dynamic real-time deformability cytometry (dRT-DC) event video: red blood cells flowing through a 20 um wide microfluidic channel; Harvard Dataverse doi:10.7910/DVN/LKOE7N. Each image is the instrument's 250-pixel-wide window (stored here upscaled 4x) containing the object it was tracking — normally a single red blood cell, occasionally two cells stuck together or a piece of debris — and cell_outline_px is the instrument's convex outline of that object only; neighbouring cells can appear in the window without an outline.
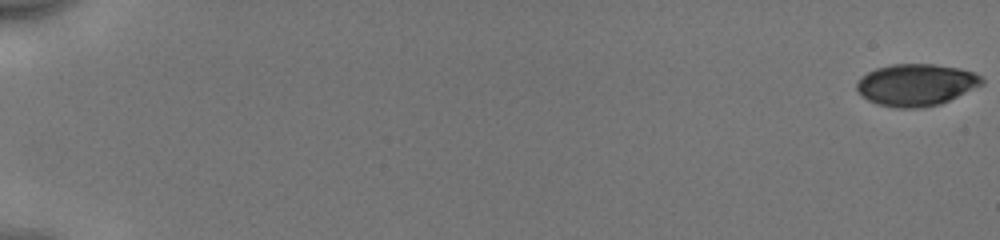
{"species": "human", "species_latin": "Homo sapiens", "temperature_condition": "cold", "stored_images_in_passage": 54, "camera_frame_rate_fps": 3000, "um_per_image_px": 0.085, "donor": {"sex": "male"}, "frame": {"image": 1, "passage_image": 1, "time_ms": 0.0, "image_size_px": [1000, 240], "cell_outline_px": [[984, 84], [940, 104], [920, 108], [896, 108], [880, 104], [868, 100], [856, 88], [856, 84], [868, 72], [876, 68], [892, 64], [932, 64], [960, 68], [972, 72], [980, 76], [984, 80]], "centroid_in_image_um": [77.9, 7.21], "position_along_channel_um": 7.1, "area_um2": 30.29}}
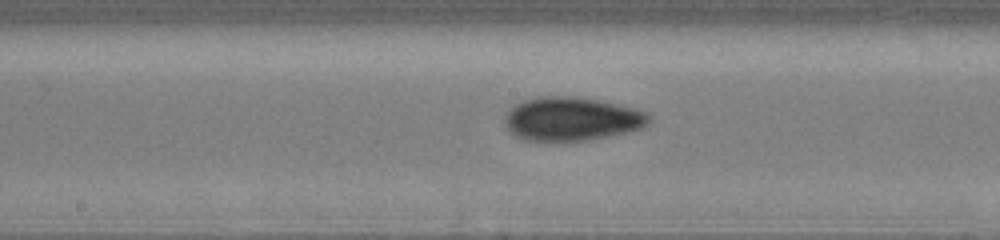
{"frame": {"image": 2, "passage_image": 31, "time_ms": 10.0, "image_size_px": [1000, 240], "cell_outline_px": [[652, 120], [644, 128], [628, 132], [588, 140], [524, 140], [516, 136], [504, 124], [504, 116], [512, 104], [520, 100], [540, 96], [576, 96], [620, 104], [636, 108], [648, 112], [652, 116]], "centroid_in_image_um": [48.62, 10.08], "position_along_channel_um": 199.6, "area_um2": 37.22}}
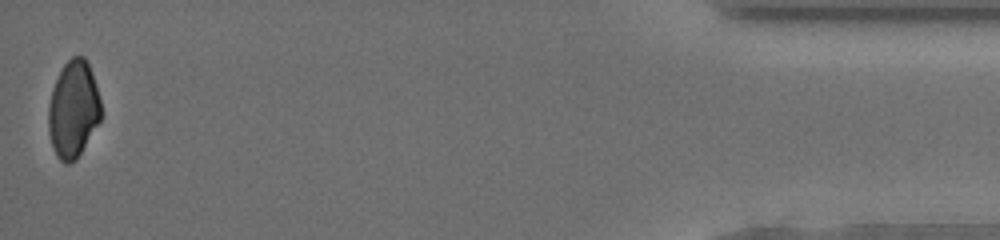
{"frame": {"image": 3, "passage_image": 54, "time_ms": 17.667, "image_size_px": [1000, 240], "cell_outline_px": [[100, 120], [76, 160], [68, 164], [64, 164], [56, 156], [52, 148], [48, 132], [48, 104], [52, 88], [64, 64], [72, 56], [84, 56], [92, 72], [96, 84], [100, 100]], "centroid_in_image_um": [6.2, 9.31], "position_along_channel_um": 429.0, "area_um2": 29.77}, "authors_computed_cell_mechanics": {"area_um2": 33.4373, "velocity_mm_per_s": 3.9791, "shape_relaxation_time_tau1_ms": 5.2365, "shape_relaxation_time_tau2_ms": 2.6277, "deformation_change_tau1": 0.1104, "deformation_change_tau2": 0.0469}}